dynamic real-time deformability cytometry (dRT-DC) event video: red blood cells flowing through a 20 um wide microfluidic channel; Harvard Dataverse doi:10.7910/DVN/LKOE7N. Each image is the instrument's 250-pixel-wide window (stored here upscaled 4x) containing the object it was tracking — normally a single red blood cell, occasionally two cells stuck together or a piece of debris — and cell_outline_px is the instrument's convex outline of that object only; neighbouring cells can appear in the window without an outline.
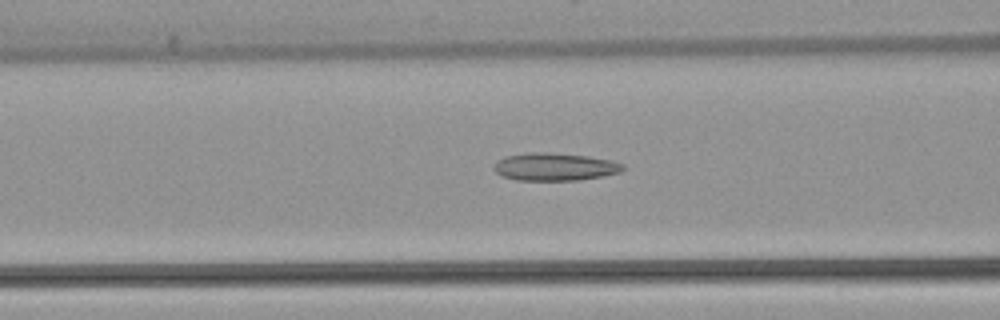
{"species": "common noctule bat (a hibernating species)", "species_latin": "Nyctalus noctula", "temperature_condition": "warm", "stored_images_in_passage": 52, "camera_frame_rate_fps": 3000, "um_per_image_px": 0.085, "animal": {"sex": "female", "body_mass_g": 22.7, "forearm_length_mm": 54.2}, "frame": {"image": 1, "passage_image": 21, "time_ms": 6.667, "image_size_px": [1000, 320], "cell_outline_px": [[624, 168], [620, 172], [604, 176], [580, 180], [516, 180], [500, 176], [492, 168], [496, 160], [504, 156], [528, 152], [548, 152], [588, 156], [612, 160], [624, 164]], "centroid_in_image_um": [47.12, 14.17], "position_along_channel_um": 119.5, "area_um2": 21.15}}
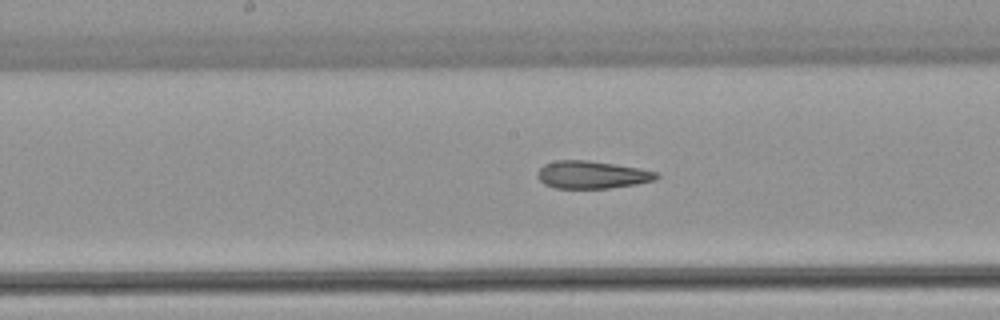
{"frame": {"image": 2, "passage_image": 27, "time_ms": 8.667, "image_size_px": [1000, 320], "cell_outline_px": [[660, 176], [656, 180], [636, 184], [608, 188], [556, 188], [544, 184], [536, 176], [536, 172], [544, 164], [556, 160], [588, 160], [640, 168], [656, 172]], "centroid_in_image_um": [50.3, 14.85], "position_along_channel_um": 197.9, "area_um2": 19.19}}
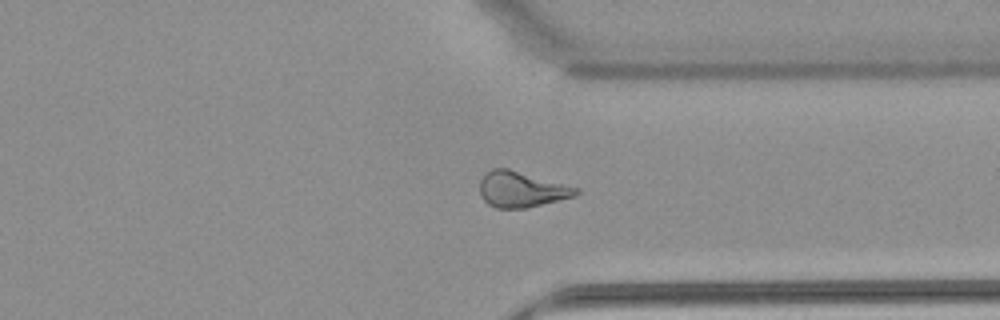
{"frame": {"image": 3, "passage_image": 40, "time_ms": 13.0, "image_size_px": [1000, 320], "cell_outline_px": [[580, 192], [576, 196], [524, 208], [496, 208], [488, 204], [480, 196], [480, 180], [492, 168], [508, 168], [580, 188]], "centroid_in_image_um": [44.33, 16.09], "position_along_channel_um": 367.1, "area_um2": 19.94}, "authors_computed_cell_mechanics": {"area_um2": 20.9814, "velocity_mm_per_s": 3.9153, "shape_relaxation_time_tau1_ms": null, "shape_relaxation_time_tau2_ms": 2.1906, "deformation_change_tau1": null, "deformation_change_tau2": 0.1085}}